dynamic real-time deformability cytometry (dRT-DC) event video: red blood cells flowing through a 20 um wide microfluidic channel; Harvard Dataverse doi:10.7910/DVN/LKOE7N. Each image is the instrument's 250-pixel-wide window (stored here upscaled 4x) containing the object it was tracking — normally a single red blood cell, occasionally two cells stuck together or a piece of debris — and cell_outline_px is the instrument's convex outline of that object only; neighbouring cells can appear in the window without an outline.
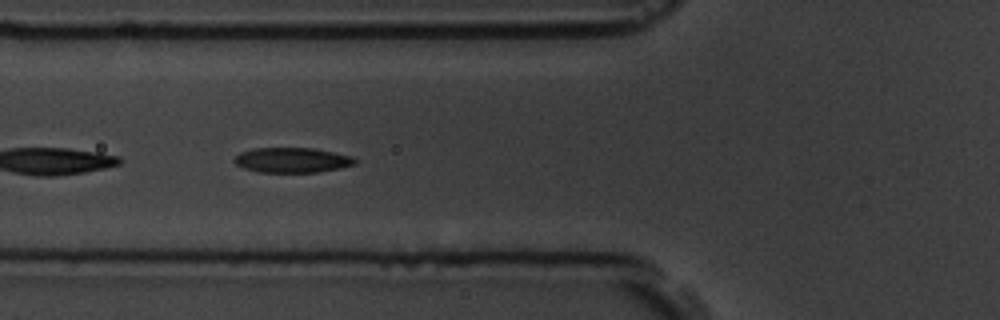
{"species": "common noctule bat (a hibernating species)", "species_latin": "Nyctalus noctula", "temperature_condition": "room temperature", "stored_images_in_passage": 14, "camera_frame_rate_fps": 3000, "um_per_image_px": 0.085, "animal": {"sex": "male", "body_mass_g": 19.5, "forearm_length_mm": 54.6}, "frame": {"image": 1, "passage_image": 5, "time_ms": 5.333, "image_size_px": [1000, 320], "cell_outline_px": [[356, 164], [340, 168], [316, 172], [256, 172], [244, 168], [236, 164], [232, 160], [240, 152], [252, 148], [316, 148], [352, 156], [356, 160]], "centroid_in_image_um": [24.81, 13.6], "position_along_channel_um": 101.0, "area_um2": 17.69}}
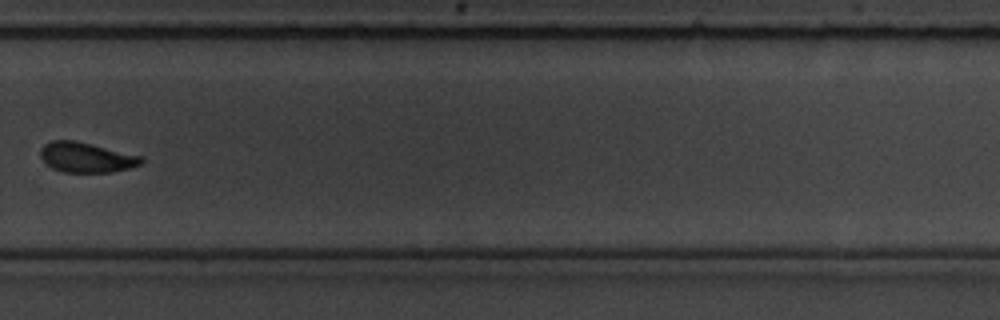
{"frame": {"image": 2, "passage_image": 10, "time_ms": 11.333, "image_size_px": [1000, 320], "cell_outline_px": [[144, 164], [112, 172], [64, 172], [52, 168], [40, 156], [40, 148], [44, 144], [52, 140], [76, 140], [144, 156]], "centroid_in_image_um": [7.38, 13.36], "position_along_channel_um": 322.4, "area_um2": 17.86}}
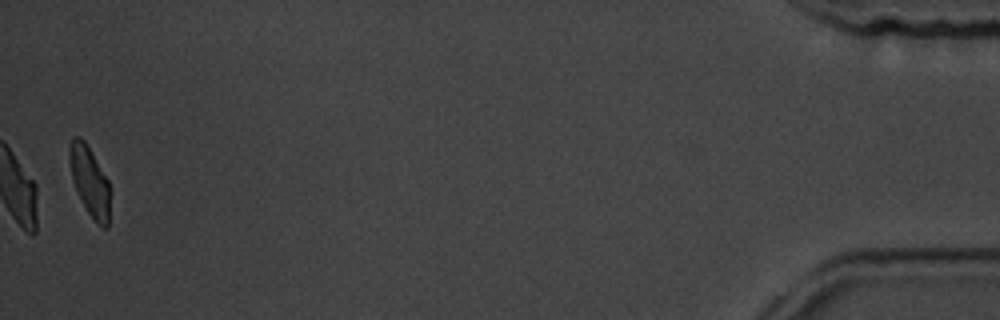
{"frame": {"image": 3, "passage_image": 14, "time_ms": 16.667, "image_size_px": [1000, 320], "cell_outline_px": [[112, 188], [108, 228], [104, 228], [88, 212], [76, 192], [72, 180], [68, 156], [68, 148], [72, 136], [80, 136], [84, 140], [108, 180]], "centroid_in_image_um": [7.63, 15.39], "position_along_channel_um": 427.6, "area_um2": 16.76}, "authors_computed_cell_mechanics": {"area_um2": 18.5538, "velocity_mm_per_s": 3.695, "shape_relaxation_time_tau1_ms": 1.8718, "shape_relaxation_time_tau2_ms": 3.3116, "deformation_change_tau1": 0.0976, "deformation_change_tau2": 0.0848}}